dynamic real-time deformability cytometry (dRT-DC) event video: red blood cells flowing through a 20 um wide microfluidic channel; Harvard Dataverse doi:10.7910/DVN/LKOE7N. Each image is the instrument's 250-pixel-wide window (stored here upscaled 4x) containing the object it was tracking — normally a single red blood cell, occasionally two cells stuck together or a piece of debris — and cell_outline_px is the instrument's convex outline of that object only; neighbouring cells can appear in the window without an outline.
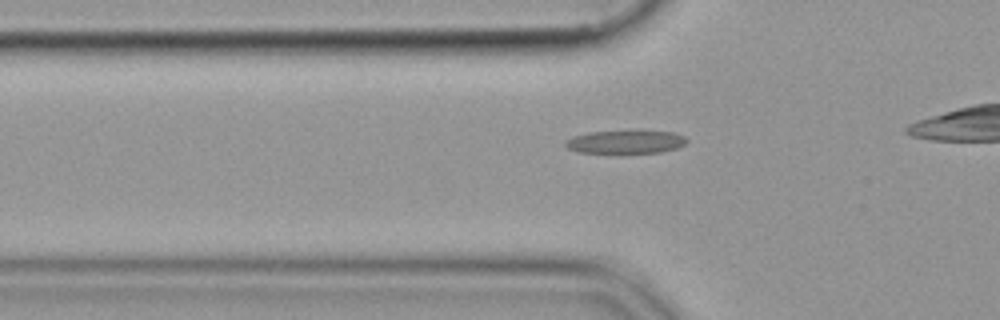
{"species": "common noctule bat (a hibernating species)", "species_latin": "Nyctalus noctula", "temperature_condition": "cold", "stored_images_in_passage": 35, "camera_frame_rate_fps": 3000, "um_per_image_px": 0.085, "animal": {"sex": "female", "body_mass_g": 19.9}, "frame": {"image": 1, "passage_image": 8, "time_ms": 2.333, "image_size_px": [1000, 320], "cell_outline_px": [[688, 140], [684, 144], [676, 148], [660, 152], [576, 152], [568, 148], [564, 144], [564, 140], [572, 136], [588, 132], [676, 132], [684, 136]], "centroid_in_image_um": [53.13, 12.06], "position_along_channel_um": 72.7, "area_um2": 15.9}}
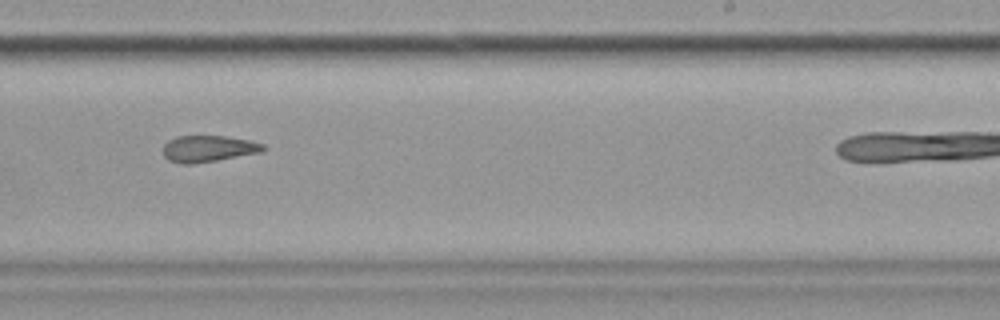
{"frame": {"image": 2, "passage_image": 24, "time_ms": 7.667, "image_size_px": [1000, 320], "cell_outline_px": [[264, 152], [192, 164], [180, 164], [168, 160], [164, 156], [164, 144], [168, 140], [176, 136], [224, 136], [248, 140], [264, 144]], "centroid_in_image_um": [17.69, 12.64], "position_along_channel_um": 271.3, "area_um2": 15.43}}
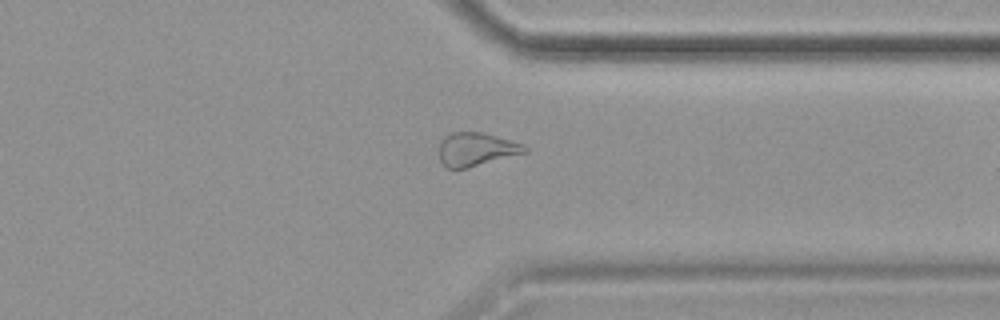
{"frame": {"image": 3, "passage_image": 32, "time_ms": 10.333, "image_size_px": [1000, 320], "cell_outline_px": [[528, 152], [468, 168], [448, 168], [440, 160], [440, 140], [448, 132], [484, 132], [524, 144], [528, 148]], "centroid_in_image_um": [40.5, 12.67], "position_along_channel_um": 370.9, "area_um2": 16.82}}